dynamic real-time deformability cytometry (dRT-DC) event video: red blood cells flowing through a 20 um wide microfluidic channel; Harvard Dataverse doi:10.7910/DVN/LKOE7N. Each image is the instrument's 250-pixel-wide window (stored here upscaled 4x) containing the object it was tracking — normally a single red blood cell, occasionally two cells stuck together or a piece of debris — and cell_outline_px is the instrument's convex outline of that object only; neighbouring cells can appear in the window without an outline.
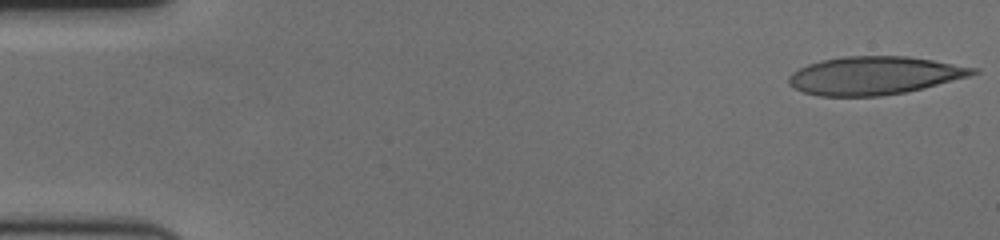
{"species": "human", "species_latin": "Homo sapiens", "temperature_condition": "cold", "stored_images_in_passage": 59, "segment_of_instrument_passage": [1, 2], "camera_frame_rate_fps": 3000, "um_per_image_px": 0.085, "donor": {"sex": "female"}, "frame": {"image": 1, "passage_image": 1, "time_ms": 0.0, "image_size_px": [1000, 240], "cell_outline_px": [[980, 72], [968, 76], [924, 88], [904, 92], [880, 96], [820, 96], [804, 92], [788, 84], [788, 76], [792, 72], [808, 64], [820, 60], [844, 56], [908, 56], [980, 68]], "centroid_in_image_um": [74.32, 6.41], "position_along_channel_um": 10.7, "area_um2": 40.86}}
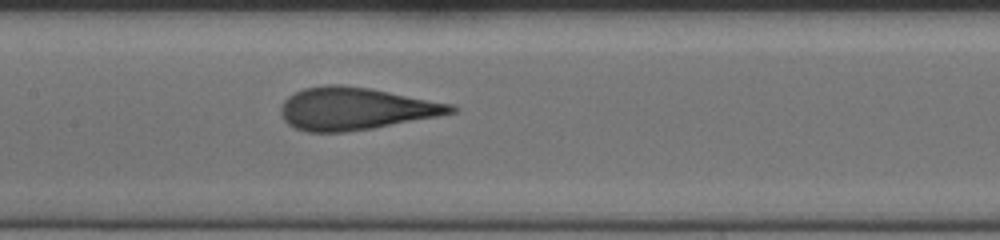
{"frame": {"image": 2, "passage_image": 28, "time_ms": 9.0, "image_size_px": [1000, 240], "cell_outline_px": [[460, 108], [456, 112], [436, 116], [372, 128], [344, 132], [308, 132], [296, 128], [288, 124], [284, 120], [280, 112], [280, 108], [284, 100], [288, 96], [304, 88], [328, 84], [340, 84], [372, 88], [452, 104]], "centroid_in_image_um": [30.2, 9.22], "position_along_channel_um": 177.2, "area_um2": 41.96}}
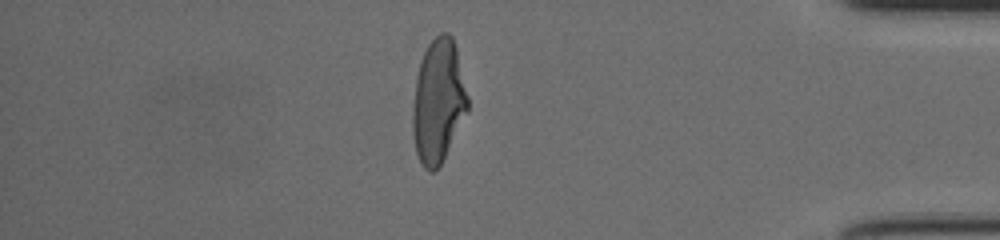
{"frame": {"image": 3, "passage_image": 50, "time_ms": 16.333, "image_size_px": [1000, 240], "cell_outline_px": [[468, 112], [440, 164], [432, 172], [428, 172], [424, 168], [416, 152], [412, 132], [412, 108], [416, 76], [420, 60], [428, 44], [440, 32], [448, 32], [452, 36], [456, 48], [468, 96]], "centroid_in_image_um": [37.24, 8.59], "position_along_channel_um": 398.0, "area_um2": 39.65}}